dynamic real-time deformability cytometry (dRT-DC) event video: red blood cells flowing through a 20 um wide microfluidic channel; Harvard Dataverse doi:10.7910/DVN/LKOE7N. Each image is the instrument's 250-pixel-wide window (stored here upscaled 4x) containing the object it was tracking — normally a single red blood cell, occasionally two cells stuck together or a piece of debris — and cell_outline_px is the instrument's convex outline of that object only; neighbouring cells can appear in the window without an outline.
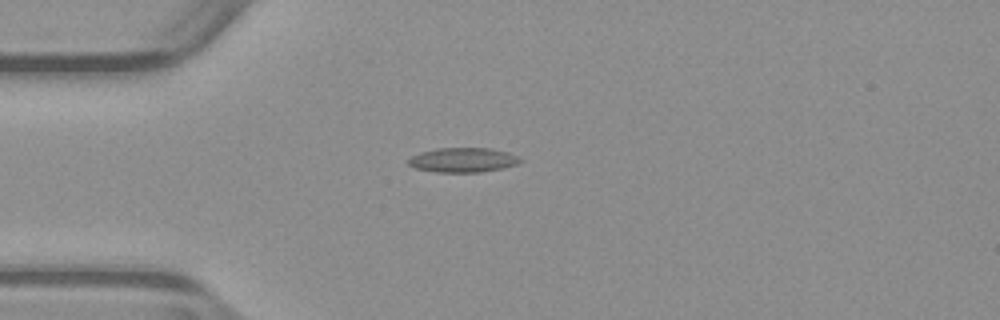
{"species": "common noctule bat (a hibernating species)", "species_latin": "Nyctalus noctula", "temperature_condition": "warm", "stored_images_in_passage": 40, "camera_frame_rate_fps": 3000, "um_per_image_px": 0.085, "animal": {"sex": "male", "body_mass_g": 23.1, "forearm_length_mm": 52.7}, "frame": {"image": 1, "passage_image": 1, "time_ms": 0.0, "image_size_px": [1000, 320], "cell_outline_px": [[524, 160], [516, 164], [504, 168], [480, 172], [436, 172], [416, 168], [408, 164], [408, 160], [412, 156], [420, 152], [436, 148], [492, 148], [508, 152]], "centroid_in_image_um": [39.36, 13.59], "position_along_channel_um": 45.6, "area_um2": 16.01}}
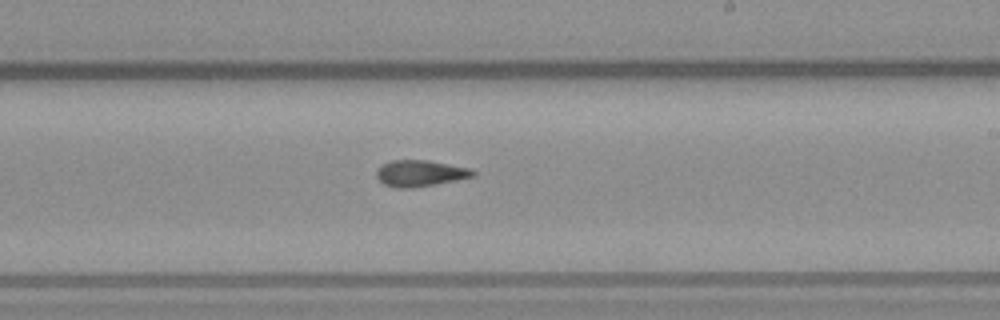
{"frame": {"image": 2, "passage_image": 18, "time_ms": 5.667, "image_size_px": [1000, 320], "cell_outline_px": [[476, 176], [412, 188], [396, 188], [384, 184], [376, 176], [376, 172], [384, 164], [392, 160], [428, 160], [472, 168], [476, 172]], "centroid_in_image_um": [35.75, 14.72], "position_along_channel_um": 253.2, "area_um2": 14.68}}
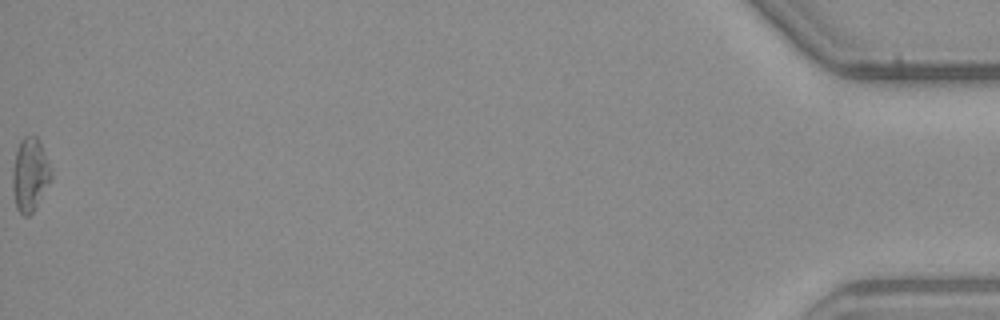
{"frame": {"image": 3, "passage_image": 40, "time_ms": 13.0, "image_size_px": [1000, 320], "cell_outline_px": [[52, 176], [32, 212], [28, 216], [24, 216], [16, 208], [12, 188], [12, 172], [16, 148], [20, 140], [24, 136], [36, 136], [40, 140], [52, 172]], "centroid_in_image_um": [2.52, 14.8], "position_along_channel_um": 432.7, "area_um2": 16.36}, "authors_computed_cell_mechanics": {"area_um2": 14.9702, "velocity_mm_per_s": 3.9432, "shape_relaxation_time_tau1_ms": null, "shape_relaxation_time_tau2_ms": 4.9146, "deformation_change_tau1": null, "deformation_change_tau2": 0.1257}}